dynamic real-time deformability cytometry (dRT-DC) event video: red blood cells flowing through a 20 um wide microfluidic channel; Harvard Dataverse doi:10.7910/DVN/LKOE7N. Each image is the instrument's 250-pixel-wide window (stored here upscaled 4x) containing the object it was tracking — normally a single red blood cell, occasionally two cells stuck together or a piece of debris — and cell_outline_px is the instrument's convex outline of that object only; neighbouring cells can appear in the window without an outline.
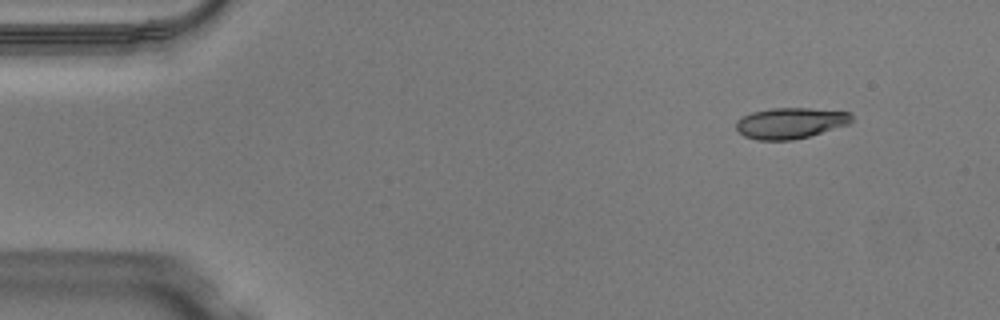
{"species": "Egyptian fruit bat (a non-hibernating species)", "species_latin": "Rousettus aegyptiacus", "temperature_condition": "warm", "stored_images_in_passage": 46, "camera_frame_rate_fps": 3000, "um_per_image_px": 0.085, "animal": {"sex": "male"}, "frame": {"image": 1, "passage_image": 2, "time_ms": 0.333, "image_size_px": [1000, 320], "cell_outline_px": [[852, 120], [848, 124], [808, 136], [792, 140], [756, 140], [744, 136], [736, 128], [736, 120], [752, 112], [772, 108], [808, 108], [848, 112], [852, 116]], "centroid_in_image_um": [67.15, 10.46], "position_along_channel_um": 17.9, "area_um2": 20.58}}
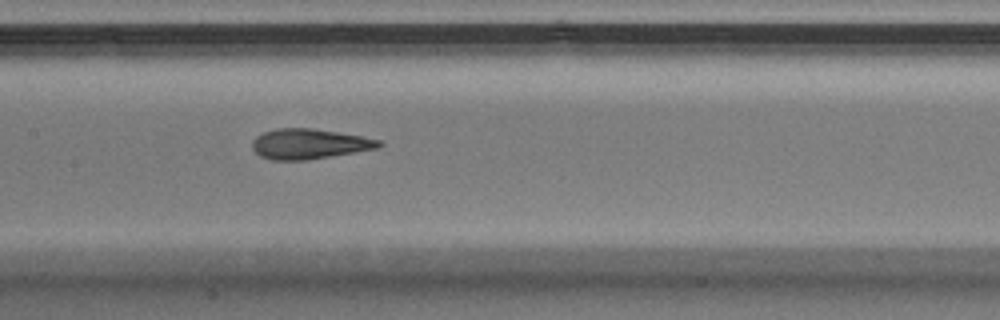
{"frame": {"image": 2, "passage_image": 21, "time_ms": 6.667, "image_size_px": [1000, 320], "cell_outline_px": [[384, 144], [380, 148], [304, 160], [272, 160], [260, 156], [252, 148], [252, 140], [256, 136], [264, 132], [276, 128], [312, 128], [360, 136], [380, 140]], "centroid_in_image_um": [26.27, 12.23], "position_along_channel_um": 181.1, "area_um2": 22.14}}
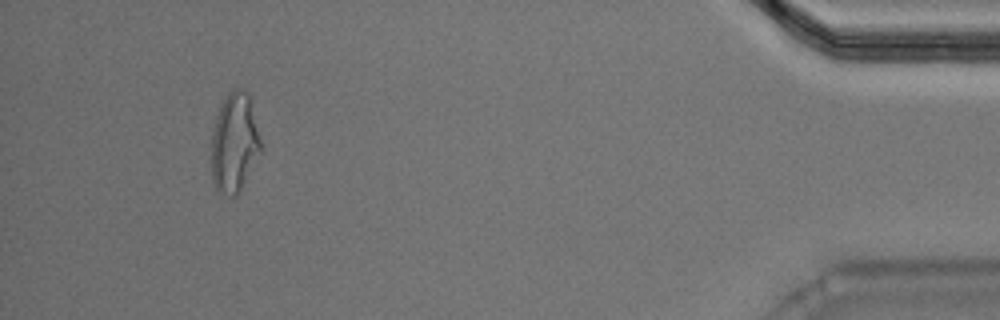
{"frame": {"image": 3, "passage_image": 43, "time_ms": 14.0, "image_size_px": [1000, 320], "cell_outline_px": [[260, 152], [240, 192], [236, 196], [232, 196], [216, 192], [212, 180], [212, 132], [216, 116], [220, 104], [228, 92], [232, 88], [240, 88], [248, 92], [260, 140]], "centroid_in_image_um": [19.9, 12.14], "position_along_channel_um": 415.3, "area_um2": 28.55}, "authors_computed_cell_mechanics": {"area_um2": 22.1952, "velocity_mm_per_s": 4.089, "shape_relaxation_time_tau1_ms": 3.1127, "shape_relaxation_time_tau2_ms": 1.107, "deformation_change_tau1": 0.1743, "deformation_change_tau2": 0.1095}}